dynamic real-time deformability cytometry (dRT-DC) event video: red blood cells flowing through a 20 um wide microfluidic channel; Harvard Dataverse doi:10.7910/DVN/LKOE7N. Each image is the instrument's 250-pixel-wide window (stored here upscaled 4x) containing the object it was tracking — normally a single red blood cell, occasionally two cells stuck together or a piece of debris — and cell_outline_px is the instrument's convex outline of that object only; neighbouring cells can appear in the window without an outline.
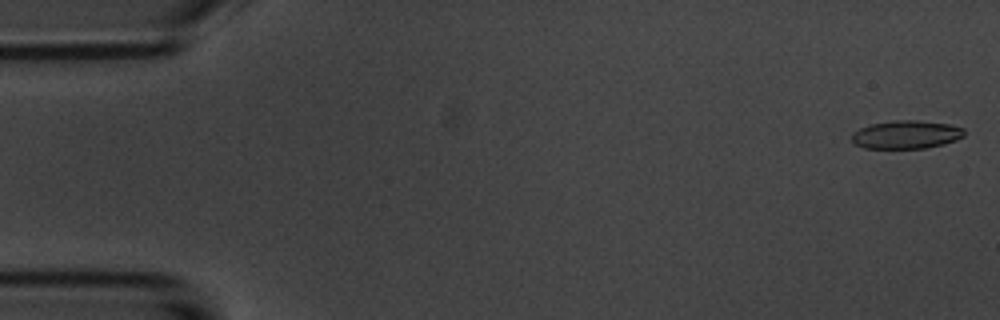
{"species": "common noctule bat (a hibernating species)", "species_latin": "Nyctalus noctula", "temperature_condition": "room temperature", "stored_images_in_passage": 6, "camera_frame_rate_fps": 3000, "um_per_image_px": 0.085, "animal": {"sex": "male", "body_mass_g": 20.1, "forearm_length_mm": 53.5}, "frame": {"image": 1, "passage_image": 1, "time_ms": 0.0, "image_size_px": [1000, 320], "cell_outline_px": [[964, 136], [956, 140], [944, 144], [924, 148], [864, 148], [856, 144], [852, 140], [852, 132], [860, 128], [872, 124], [896, 120], [916, 120], [948, 124], [964, 128]], "centroid_in_image_um": [77.04, 11.44], "position_along_channel_um": 8.0, "area_um2": 18.38}}